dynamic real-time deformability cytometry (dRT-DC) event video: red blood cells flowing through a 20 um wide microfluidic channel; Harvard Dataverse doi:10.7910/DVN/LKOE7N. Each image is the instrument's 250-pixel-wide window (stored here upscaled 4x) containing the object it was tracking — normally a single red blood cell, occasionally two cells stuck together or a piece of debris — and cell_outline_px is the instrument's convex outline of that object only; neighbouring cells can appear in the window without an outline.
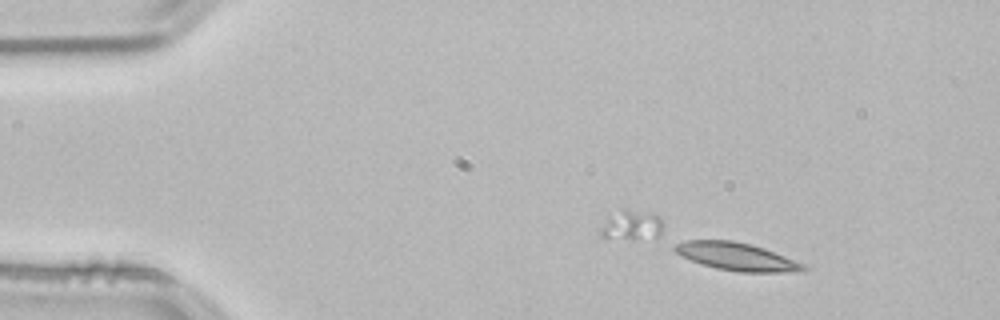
{"species": "common noctule bat (a hibernating species)", "species_latin": "Nyctalus noctula", "temperature_condition": "room temperature", "stored_images_in_passage": 5, "camera_frame_rate_fps": 3000, "um_per_image_px": 0.085, "animal": {"sex": "male", "body_mass_g": 21.5, "forearm_length_mm": 52.0}, "frame": {"image": 1, "passage_image": 5, "time_ms": 1.333, "image_size_px": [1000, 320], "cell_outline_px": [[808, 268], [804, 272], [740, 272], [716, 268], [692, 260], [676, 252], [672, 248], [676, 244], [688, 240], [732, 240], [752, 244], [764, 248], [804, 264]], "centroid_in_image_um": [62.67, 21.81], "position_along_channel_um": 22.3, "area_um2": 20.63}}